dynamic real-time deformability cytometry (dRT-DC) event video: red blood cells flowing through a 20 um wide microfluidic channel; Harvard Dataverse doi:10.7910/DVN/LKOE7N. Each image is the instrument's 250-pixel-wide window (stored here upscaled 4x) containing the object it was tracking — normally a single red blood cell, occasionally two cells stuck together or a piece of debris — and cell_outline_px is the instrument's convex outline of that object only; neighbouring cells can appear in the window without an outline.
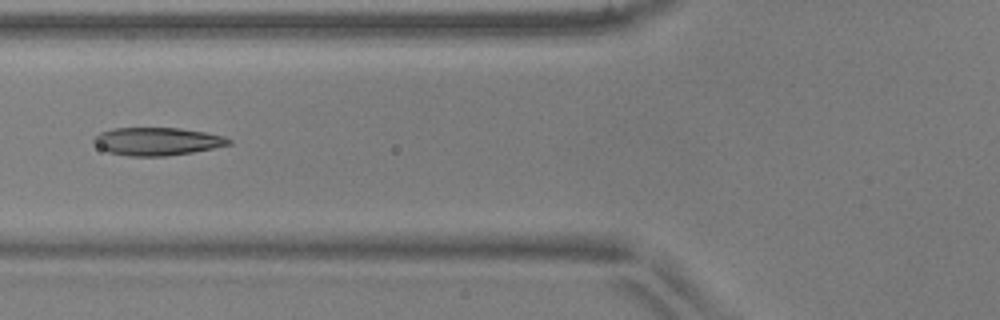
{"species": "common noctule bat (a hibernating species)", "species_latin": "Nyctalus noctula", "temperature_condition": "warm", "stored_images_in_passage": 4, "camera_frame_rate_fps": 3000, "um_per_image_px": 0.085, "animal": {"sex": "male", "body_mass_g": 17.9, "forearm_length_mm": 54.2}, "frame": {"image": 1, "passage_image": 2, "time_ms": 0.333, "image_size_px": [1000, 320], "cell_outline_px": [[232, 144], [192, 152], [164, 156], [128, 156], [108, 152], [100, 148], [92, 140], [100, 132], [112, 128], [180, 128], [204, 132], [224, 136], [232, 140]], "centroid_in_image_um": [13.35, 12.01], "position_along_channel_um": 112.4, "area_um2": 21.85}}